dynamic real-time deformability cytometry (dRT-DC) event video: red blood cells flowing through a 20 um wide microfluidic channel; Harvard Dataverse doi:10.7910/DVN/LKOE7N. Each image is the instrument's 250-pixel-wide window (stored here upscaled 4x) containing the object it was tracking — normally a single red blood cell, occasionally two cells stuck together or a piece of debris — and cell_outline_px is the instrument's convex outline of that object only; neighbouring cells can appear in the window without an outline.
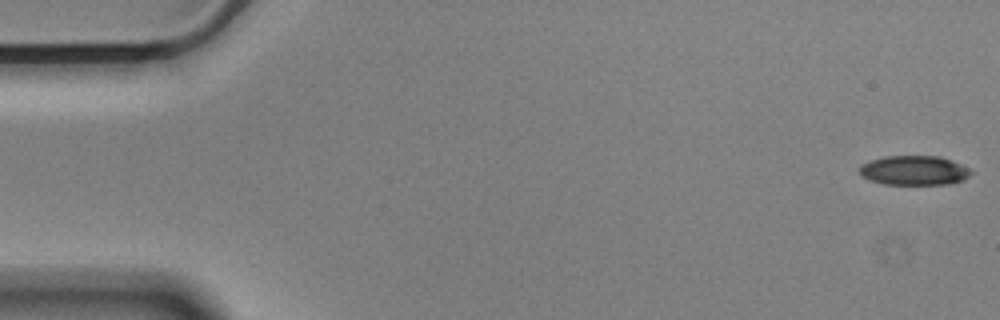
{"species": "Egyptian fruit bat (a non-hibernating species)", "species_latin": "Rousettus aegyptiacus", "temperature_condition": "cold", "stored_images_in_passage": 56, "camera_frame_rate_fps": 3000, "um_per_image_px": 0.085, "animal": {"sex": "male"}, "frame": {"image": 1, "passage_image": 1, "time_ms": 0.0, "image_size_px": [1000, 320], "cell_outline_px": [[972, 172], [964, 180], [948, 184], [884, 184], [868, 180], [860, 176], [860, 164], [884, 156], [940, 156], [952, 160], [968, 168]], "centroid_in_image_um": [77.67, 14.48], "position_along_channel_um": 7.3, "area_um2": 19.19}}
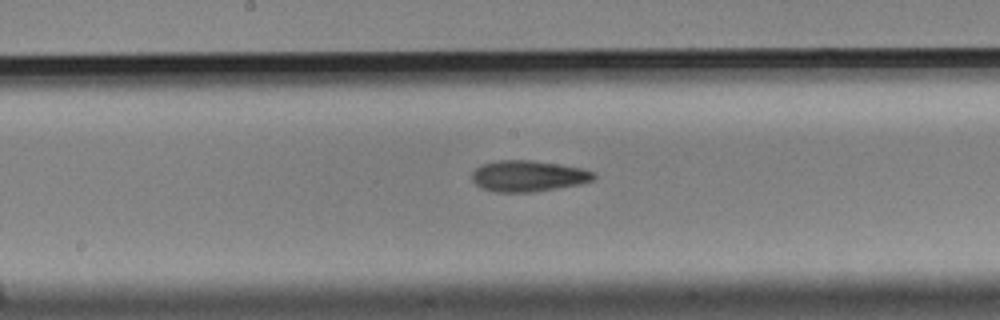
{"frame": {"image": 2, "passage_image": 29, "time_ms": 9.333, "image_size_px": [1000, 320], "cell_outline_px": [[596, 176], [592, 180], [580, 184], [532, 192], [496, 192], [480, 188], [472, 180], [472, 172], [480, 164], [496, 160], [532, 160], [584, 168], [596, 172]], "centroid_in_image_um": [44.88, 14.95], "position_along_channel_um": 203.3, "area_um2": 22.25}}
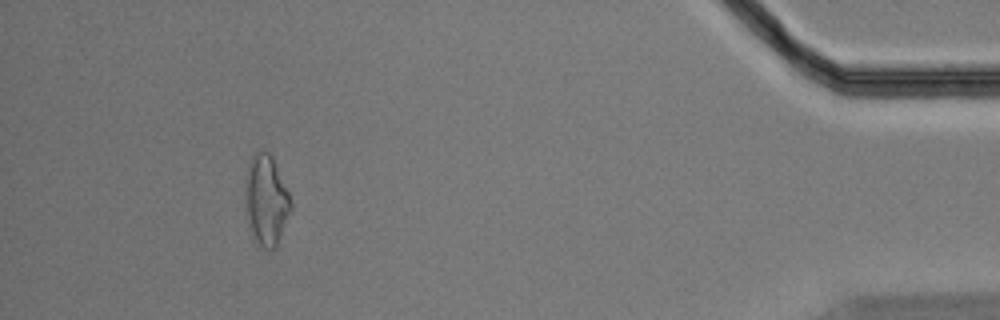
{"frame": {"image": 3, "passage_image": 52, "time_ms": 17.0, "image_size_px": [1000, 320], "cell_outline_px": [[292, 208], [276, 248], [264, 248], [256, 244], [252, 240], [244, 216], [244, 188], [248, 164], [252, 152], [268, 152], [272, 156], [288, 192], [292, 204]], "centroid_in_image_um": [22.57, 17.07], "position_along_channel_um": 412.6, "area_um2": 24.74}, "authors_computed_cell_mechanics": {"area_um2": 21.4438, "velocity_mm_per_s": 3.5399, "shape_relaxation_time_tau1_ms": 4.2428, "shape_relaxation_time_tau2_ms": 8.2525, "deformation_change_tau1": 0.1547, "deformation_change_tau2": 0.1966}}